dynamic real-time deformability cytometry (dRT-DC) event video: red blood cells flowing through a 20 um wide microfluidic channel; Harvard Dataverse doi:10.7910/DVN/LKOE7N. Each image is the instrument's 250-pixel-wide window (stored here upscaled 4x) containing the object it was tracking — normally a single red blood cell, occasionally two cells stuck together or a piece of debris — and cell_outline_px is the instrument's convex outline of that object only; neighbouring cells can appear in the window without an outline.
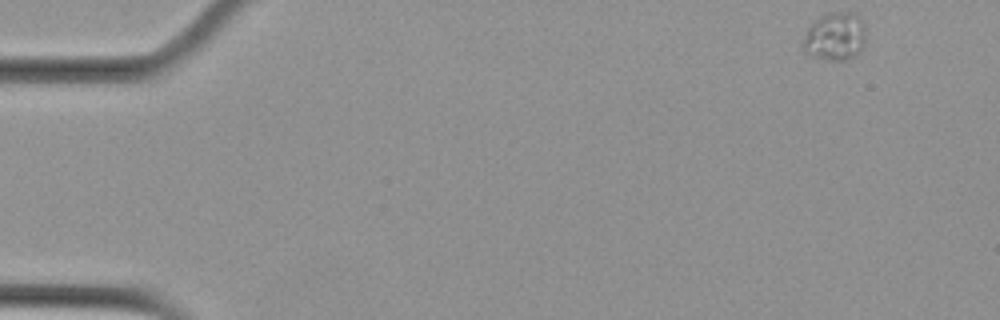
{"species": "Egyptian fruit bat (a non-hibernating species)", "species_latin": "Rousettus aegyptiacus", "temperature_condition": "cold", "stored_images_in_passage": 6, "camera_frame_rate_fps": 3000, "um_per_image_px": 0.085, "animal": {"sex": "female"}, "frame": {"image": 1, "passage_image": 1, "time_ms": 0.0, "image_size_px": [1000, 320], "cell_outline_px": [[864, 44], [860, 52], [844, 60], [828, 60], [812, 56], [804, 52], [800, 48], [804, 36], [808, 28], [820, 16], [828, 12], [852, 12], [860, 16], [864, 24]], "centroid_in_image_um": [70.95, 3.1], "position_along_channel_um": 14.0, "area_um2": 17.74}}